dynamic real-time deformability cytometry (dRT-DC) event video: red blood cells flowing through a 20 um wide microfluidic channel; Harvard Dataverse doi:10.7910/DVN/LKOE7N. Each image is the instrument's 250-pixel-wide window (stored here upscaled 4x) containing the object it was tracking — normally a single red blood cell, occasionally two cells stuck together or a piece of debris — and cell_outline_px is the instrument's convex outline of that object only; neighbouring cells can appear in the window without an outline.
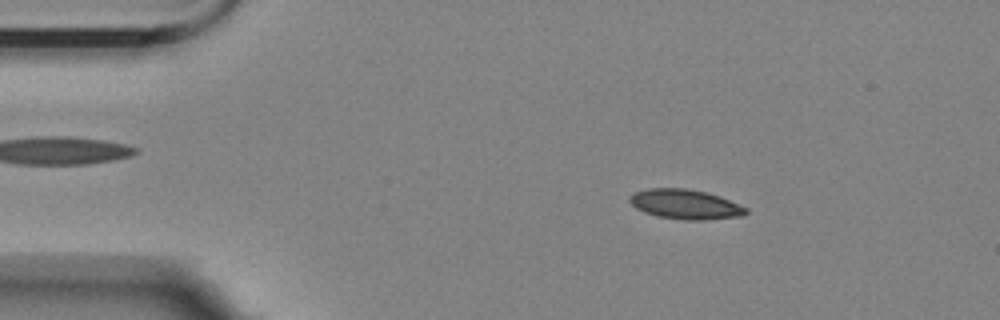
{"species": "Egyptian fruit bat (a non-hibernating species)", "species_latin": "Rousettus aegyptiacus", "temperature_condition": "room temperature", "stored_images_in_passage": 56, "camera_frame_rate_fps": 3000, "um_per_image_px": 0.085, "animal": {"sex": "female"}, "frame": {"image": 1, "passage_image": 9, "time_ms": 2.667, "image_size_px": [1000, 320], "cell_outline_px": [[748, 212], [744, 216], [708, 220], [684, 220], [656, 216], [644, 212], [636, 208], [628, 200], [628, 196], [632, 192], [648, 188], [684, 188], [704, 192], [720, 196], [748, 208]], "centroid_in_image_um": [58.24, 17.37], "position_along_channel_um": 26.8, "area_um2": 20.4}}
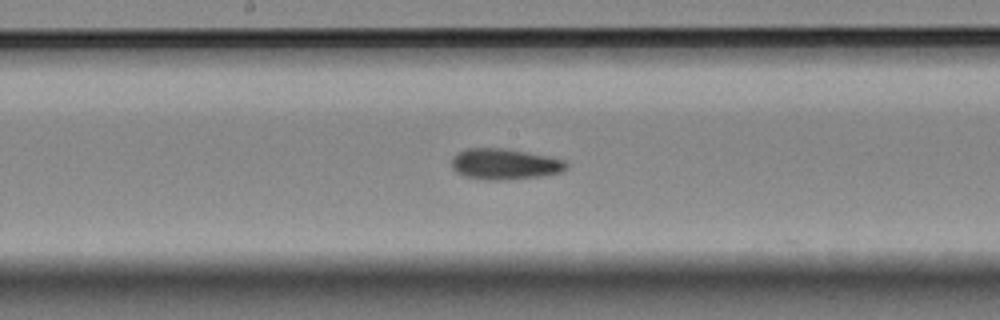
{"frame": {"image": 2, "passage_image": 29, "time_ms": 9.333, "image_size_px": [1000, 320], "cell_outline_px": [[568, 168], [560, 172], [544, 176], [504, 180], [484, 180], [464, 176], [456, 172], [452, 168], [452, 156], [468, 148], [504, 148], [528, 152], [548, 156], [564, 160], [568, 164]], "centroid_in_image_um": [42.91, 13.95], "position_along_channel_um": 205.3, "area_um2": 20.81}}
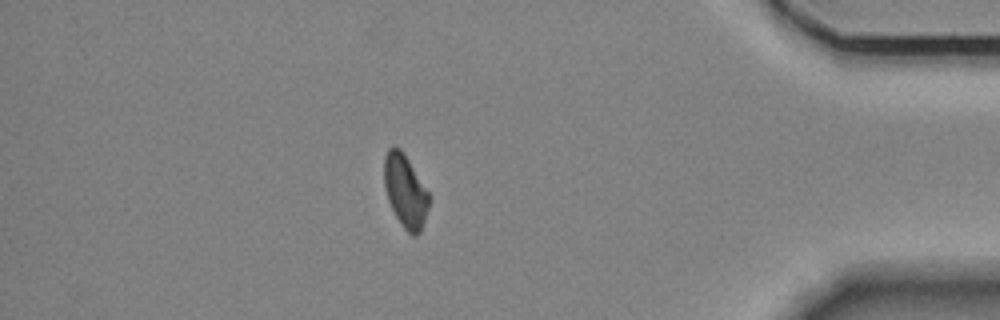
{"frame": {"image": 3, "passage_image": 49, "time_ms": 16.0, "image_size_px": [1000, 320], "cell_outline_px": [[432, 196], [420, 232], [416, 236], [412, 236], [404, 228], [396, 216], [388, 200], [384, 188], [384, 156], [388, 148], [392, 144], [400, 148]], "centroid_in_image_um": [34.45, 16.22], "position_along_channel_um": 400.7, "area_um2": 19.19}, "authors_computed_cell_mechanics": {"area_um2": 19.941, "velocity_mm_per_s": 3.5111, "shape_relaxation_time_tau1_ms": 6.846, "shape_relaxation_time_tau2_ms": 2.977, "deformation_change_tau1": 0.1571, "deformation_change_tau2": 0.0838}}